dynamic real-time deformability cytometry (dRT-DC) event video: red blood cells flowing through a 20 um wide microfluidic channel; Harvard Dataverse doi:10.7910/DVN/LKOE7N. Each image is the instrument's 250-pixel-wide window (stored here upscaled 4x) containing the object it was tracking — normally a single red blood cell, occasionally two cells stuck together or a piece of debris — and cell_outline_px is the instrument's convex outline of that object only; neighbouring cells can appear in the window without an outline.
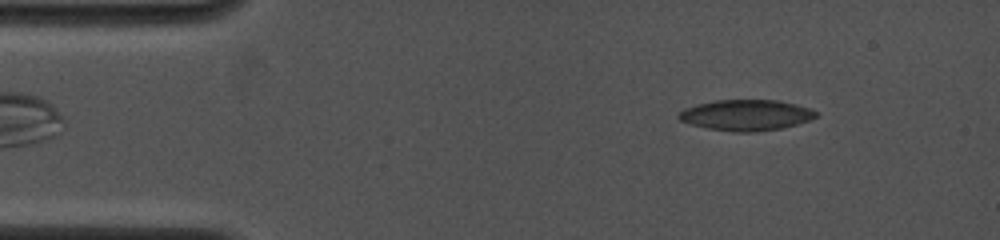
{"species": "common noctule bat (a hibernating species)", "species_latin": "Nyctalus noctula", "temperature_condition": "cold", "stored_images_in_passage": 39, "camera_frame_rate_fps": 4000, "um_per_image_px": 0.085, "animal": {"sex": "female", "body_mass_g": 19.0, "forearm_length_mm": 53.3}, "frame": {"image": 1, "passage_image": 5, "time_ms": 1.75, "image_size_px": [1000, 240], "cell_outline_px": [[820, 116], [796, 124], [780, 128], [756, 132], [732, 132], [708, 128], [692, 124], [680, 120], [676, 116], [684, 108], [696, 104], [716, 100], [776, 100], [796, 104], [808, 108], [816, 112]], "centroid_in_image_um": [63.4, 9.78], "position_along_channel_um": 21.6, "area_um2": 24.57}}
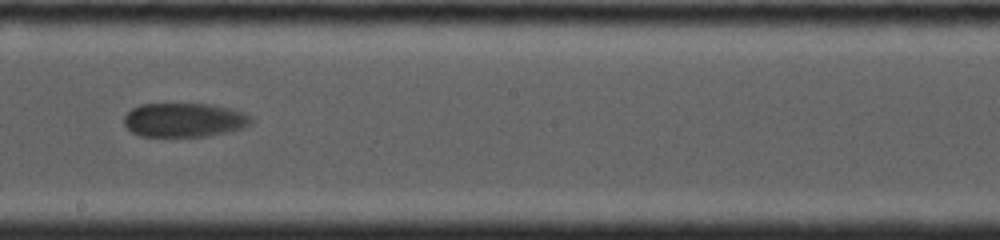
{"frame": {"image": 2, "passage_image": 20, "time_ms": 9.0, "image_size_px": [1000, 240], "cell_outline_px": [[252, 124], [240, 128], [208, 136], [140, 136], [132, 132], [124, 124], [124, 116], [132, 108], [140, 104], [212, 104], [244, 112], [252, 116]], "centroid_in_image_um": [15.65, 10.19], "position_along_channel_um": 232.5, "area_um2": 25.14}}
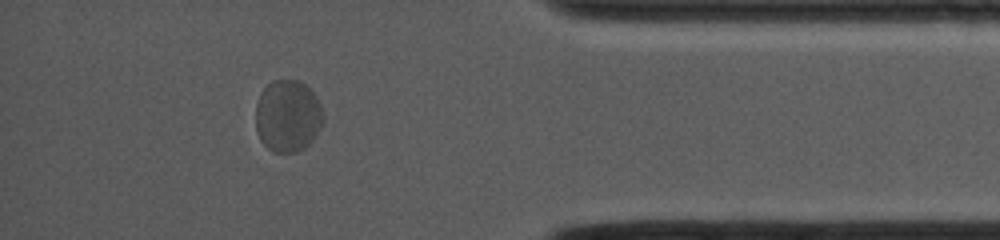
{"frame": {"image": 3, "passage_image": 34, "time_ms": 14.0, "image_size_px": [1000, 240], "cell_outline_px": [[324, 120], [320, 128], [312, 140], [304, 148], [296, 152], [272, 152], [260, 140], [256, 128], [256, 104], [260, 92], [272, 80], [300, 80], [316, 96], [320, 104], [324, 116]], "centroid_in_image_um": [24.45, 9.85], "position_along_channel_um": 410.7, "area_um2": 28.5}, "authors_computed_cell_mechanics": {"area_um2": 26.6458, "velocity_mm_per_s": 3.898, "shape_relaxation_time_tau1_ms": 2.3123, "shape_relaxation_time_tau2_ms": null, "deformation_change_tau1": 0.0788, "deformation_change_tau2": null}}